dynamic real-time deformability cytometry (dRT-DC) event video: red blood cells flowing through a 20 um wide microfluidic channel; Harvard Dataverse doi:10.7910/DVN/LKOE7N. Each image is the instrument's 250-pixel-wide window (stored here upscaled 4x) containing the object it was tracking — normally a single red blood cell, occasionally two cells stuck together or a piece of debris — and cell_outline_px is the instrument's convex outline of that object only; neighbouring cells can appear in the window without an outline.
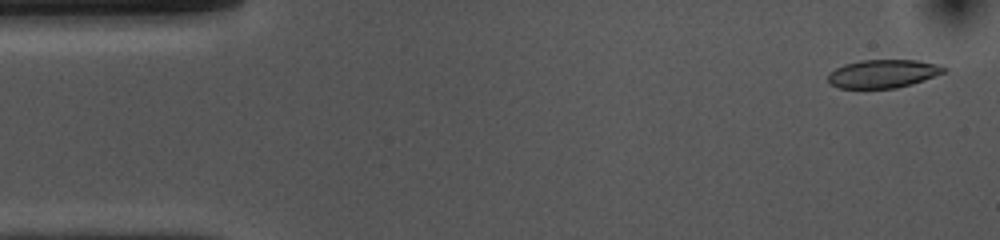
{"species": "common noctule bat (a hibernating species)", "species_latin": "Nyctalus noctula", "temperature_condition": "cold", "stored_images_in_passage": 52, "camera_frame_rate_fps": 3000, "um_per_image_px": 0.085, "animal": {"sex": "female", "body_mass_g": 10.0, "forearm_length_mm": 53.1}, "frame": {"image": 1, "passage_image": 2, "time_ms": 0.333, "image_size_px": [1000, 240], "cell_outline_px": [[948, 68], [944, 72], [924, 80], [912, 84], [896, 88], [840, 88], [828, 84], [828, 72], [844, 64], [860, 60], [916, 60], [940, 64]], "centroid_in_image_um": [75.04, 6.26], "position_along_channel_um": 10.0, "area_um2": 19.25}}
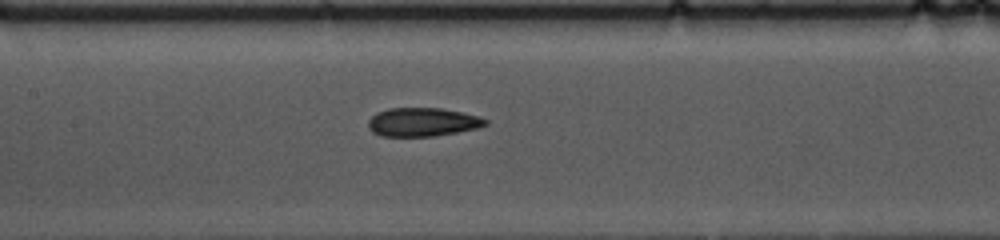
{"frame": {"image": 2, "passage_image": 23, "time_ms": 7.333, "image_size_px": [1000, 240], "cell_outline_px": [[488, 124], [476, 128], [456, 132], [432, 136], [380, 136], [372, 132], [368, 128], [368, 120], [376, 112], [388, 108], [440, 108], [480, 116], [488, 120]], "centroid_in_image_um": [35.88, 10.37], "position_along_channel_um": 171.5, "area_um2": 19.54}}
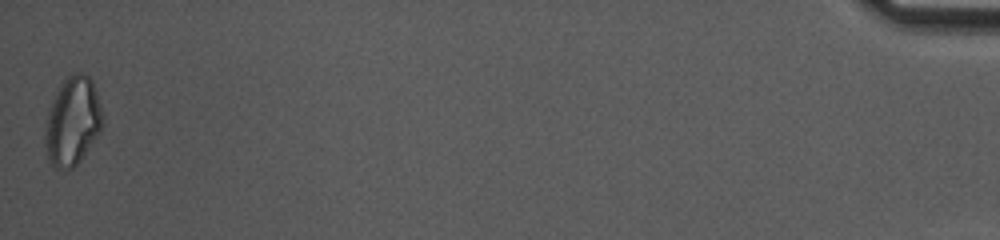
{"frame": {"image": 3, "passage_image": 52, "time_ms": 17.0, "image_size_px": [1000, 240], "cell_outline_px": [[104, 124], [100, 132], [80, 160], [72, 168], [56, 168], [48, 160], [44, 144], [44, 136], [48, 112], [52, 100], [64, 80], [68, 76], [76, 72], [84, 72], [92, 80], [104, 116]], "centroid_in_image_um": [6.18, 10.3], "position_along_channel_um": 429.0, "area_um2": 29.54}, "authors_computed_cell_mechanics": {"area_um2": 20.0855, "velocity_mm_per_s": 3.7263, "shape_relaxation_time_tau1_ms": 7.7318, "shape_relaxation_time_tau2_ms": 4.6024, "deformation_change_tau1": 0.1559, "deformation_change_tau2": 0.1052}}